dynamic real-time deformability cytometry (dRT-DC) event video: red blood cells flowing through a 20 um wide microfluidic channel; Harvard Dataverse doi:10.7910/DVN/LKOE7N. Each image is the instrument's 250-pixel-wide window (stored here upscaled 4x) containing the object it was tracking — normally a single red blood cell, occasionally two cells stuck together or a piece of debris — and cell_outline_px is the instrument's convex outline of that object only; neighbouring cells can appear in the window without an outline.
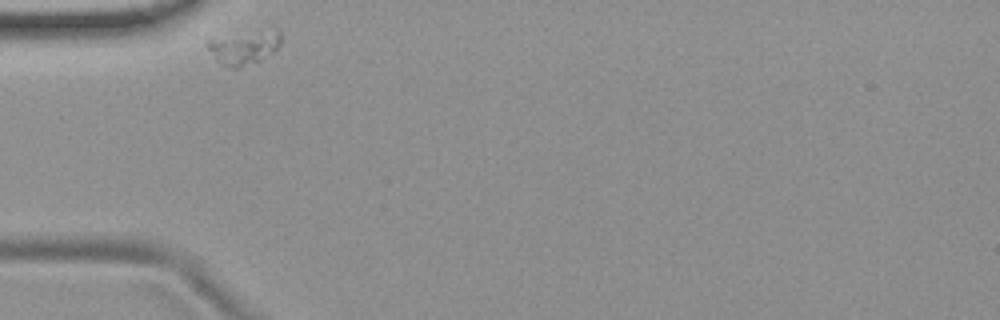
{"species": "common noctule bat (a hibernating species)", "species_latin": "Nyctalus noctula", "temperature_condition": "room temperature", "stored_images_in_passage": 32, "camera_frame_rate_fps": 3000, "um_per_image_px": 0.085, "animal": {"sex": "female", "body_mass_g": 19.9}, "frame": {"image": 1, "passage_image": 1, "time_ms": 0.0, "image_size_px": [1000, 320], "cell_outline_px": [[280, 44], [276, 52], [260, 60], [240, 68], [232, 68], [220, 64], [204, 44], [208, 40], [268, 24], [276, 24], [280, 32]], "centroid_in_image_um": [20.86, 3.91], "position_along_channel_um": 64.1, "area_um2": 15.72}}
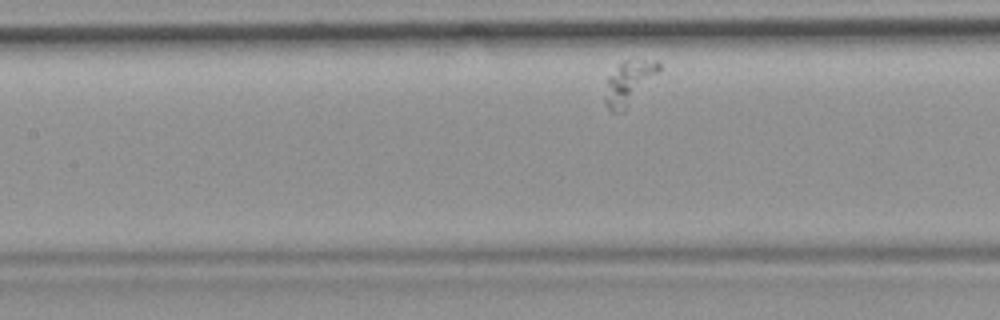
{"frame": {"image": 2, "passage_image": 10, "time_ms": 3.0, "image_size_px": [1000, 320], "cell_outline_px": [[660, 72], [624, 112], [612, 112], [604, 104], [604, 96], [608, 76], [620, 60], [632, 56], [656, 60], [660, 64]], "centroid_in_image_um": [53.47, 6.96], "position_along_channel_um": 153.9, "area_um2": 14.62}}
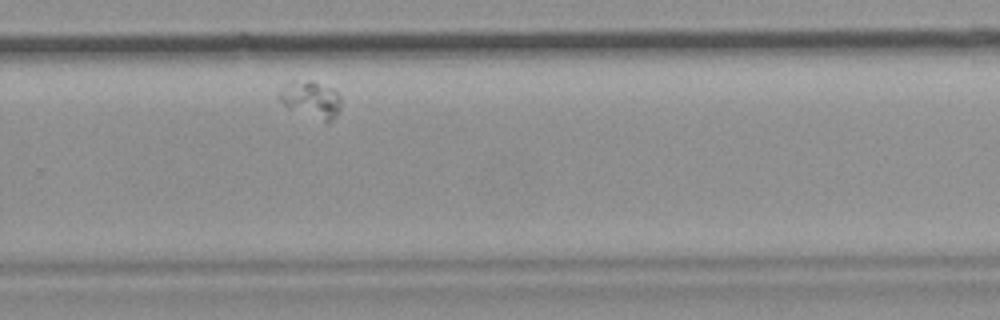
{"frame": {"image": 3, "passage_image": 24, "time_ms": 7.667, "image_size_px": [1000, 320], "cell_outline_px": [[340, 108], [332, 120], [328, 124], [288, 108], [276, 96], [276, 92], [284, 84], [292, 80], [312, 80], [332, 88], [340, 96]], "centroid_in_image_um": [26.39, 8.44], "position_along_channel_um": 303.4, "area_um2": 13.64}}